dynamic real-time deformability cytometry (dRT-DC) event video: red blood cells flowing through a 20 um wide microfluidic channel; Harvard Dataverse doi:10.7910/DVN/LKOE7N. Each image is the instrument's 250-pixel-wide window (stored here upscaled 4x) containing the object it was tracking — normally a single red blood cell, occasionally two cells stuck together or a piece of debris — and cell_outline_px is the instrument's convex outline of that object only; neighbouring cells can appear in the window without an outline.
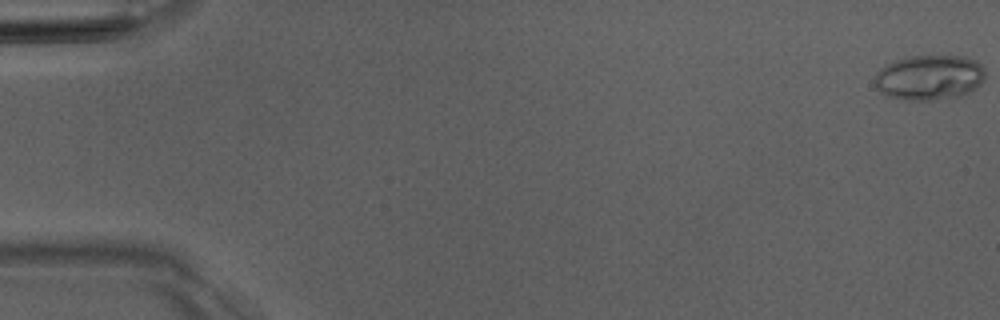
{"species": "Egyptian fruit bat (a non-hibernating species)", "species_latin": "Rousettus aegyptiacus", "temperature_condition": "room temperature", "stored_images_in_passage": 7, "camera_frame_rate_fps": 3000, "um_per_image_px": 0.085, "animal": {"sex": "male"}, "frame": {"image": 1, "passage_image": 1, "time_ms": 0.0, "image_size_px": [1000, 320], "cell_outline_px": [[984, 80], [976, 88], [960, 96], [932, 100], [904, 100], [888, 96], [880, 92], [876, 88], [876, 72], [880, 68], [904, 56], [964, 56], [976, 60], [984, 68]], "centroid_in_image_um": [79.0, 6.58], "position_along_channel_um": 6.0, "area_um2": 29.13}}
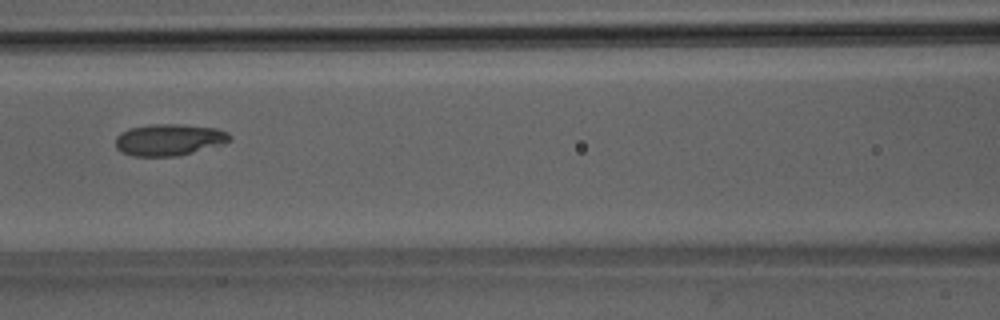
{"frame": {"image": 2, "passage_image": 7, "time_ms": 7.667, "image_size_px": [1000, 320], "cell_outline_px": [[232, 140], [224, 144], [176, 156], [132, 156], [120, 152], [116, 148], [116, 136], [120, 132], [128, 128], [152, 124], [176, 124], [216, 128], [228, 132], [232, 136]], "centroid_in_image_um": [14.36, 11.88], "position_along_channel_um": 152.2, "area_um2": 21.21}}